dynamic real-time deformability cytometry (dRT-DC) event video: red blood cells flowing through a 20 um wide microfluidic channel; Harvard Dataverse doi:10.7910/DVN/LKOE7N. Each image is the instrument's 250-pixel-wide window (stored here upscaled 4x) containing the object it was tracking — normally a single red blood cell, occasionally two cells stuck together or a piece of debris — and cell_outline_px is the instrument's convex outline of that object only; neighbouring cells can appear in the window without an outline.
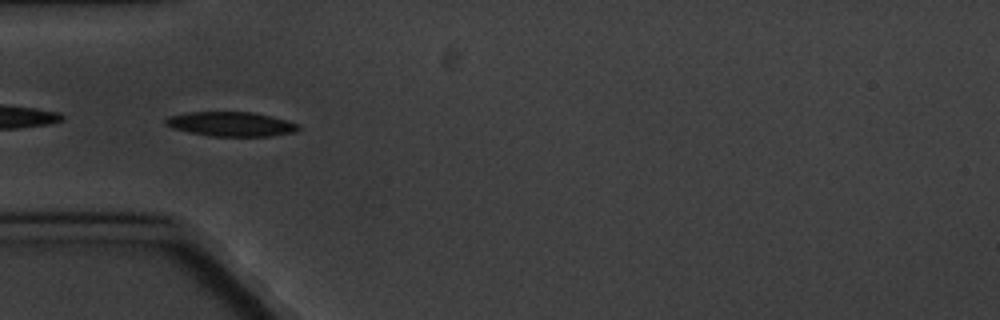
{"species": "common noctule bat (a hibernating species)", "species_latin": "Nyctalus noctula", "temperature_condition": "cold", "stored_images_in_passage": 6, "camera_frame_rate_fps": 3000, "um_per_image_px": 0.085, "animal": {"sex": "male", "body_mass_g": 20.1, "forearm_length_mm": 53.5}, "frame": {"image": 1, "passage_image": 2, "time_ms": 1.0, "image_size_px": [1000, 320], "cell_outline_px": [[300, 128], [296, 132], [272, 136], [212, 136], [172, 128], [164, 124], [164, 120], [168, 116], [188, 112], [252, 112], [300, 124]], "centroid_in_image_um": [19.63, 10.55], "position_along_channel_um": 65.4, "area_um2": 18.79}}